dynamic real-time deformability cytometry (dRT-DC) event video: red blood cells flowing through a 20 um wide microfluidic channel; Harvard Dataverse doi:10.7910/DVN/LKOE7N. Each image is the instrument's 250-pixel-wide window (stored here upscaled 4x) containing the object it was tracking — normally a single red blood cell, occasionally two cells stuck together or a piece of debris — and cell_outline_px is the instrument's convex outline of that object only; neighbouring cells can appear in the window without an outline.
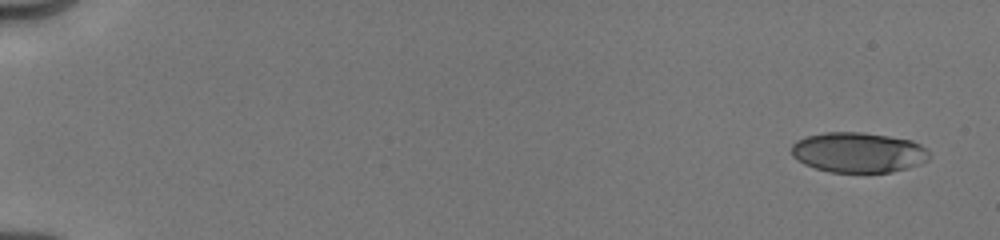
{"species": "human", "species_latin": "Homo sapiens", "temperature_condition": "cold", "stored_images_in_passage": 8, "camera_frame_rate_fps": 3000, "um_per_image_px": 0.085, "donor": {"sex": "male"}, "frame": {"image": 1, "passage_image": 1, "time_ms": 0.0, "image_size_px": [1000, 240], "cell_outline_px": [[932, 156], [928, 160], [920, 164], [892, 172], [828, 172], [804, 164], [796, 160], [792, 156], [792, 144], [796, 140], [804, 136], [824, 132], [864, 132], [912, 140], [920, 144]], "centroid_in_image_um": [72.94, 12.95], "position_along_channel_um": 12.1, "area_um2": 32.54}}
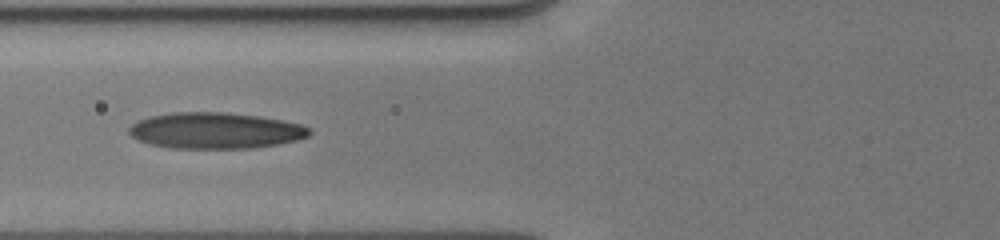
{"frame": {"image": 2, "passage_image": 7, "time_ms": 6.667, "image_size_px": [1000, 240], "cell_outline_px": [[312, 132], [308, 136], [296, 140], [276, 144], [252, 148], [172, 148], [152, 144], [136, 140], [128, 132], [128, 128], [132, 124], [140, 120], [152, 116], [172, 112], [224, 112], [260, 116], [300, 124], [308, 128]], "centroid_in_image_um": [18.28, 11.1], "position_along_channel_um": 107.5, "area_um2": 37.74}}
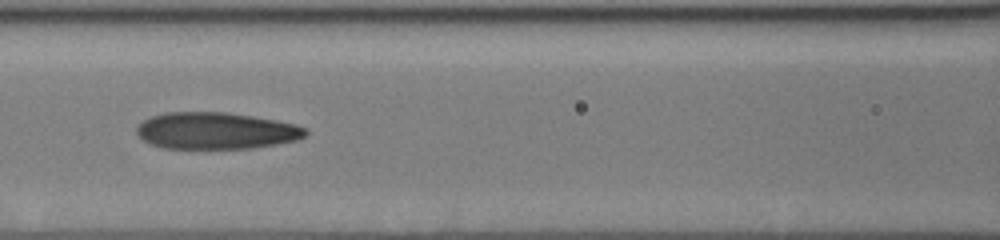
{"frame": {"image": 3, "passage_image": 8, "time_ms": 7.667, "image_size_px": [1000, 240], "cell_outline_px": [[308, 132], [300, 140], [252, 148], [164, 148], [152, 144], [144, 140], [136, 132], [136, 128], [144, 120], [152, 116], [164, 112], [228, 112], [276, 120], [296, 124], [308, 128]], "centroid_in_image_um": [18.41, 11.11], "position_along_channel_um": 148.2, "area_um2": 36.18}}